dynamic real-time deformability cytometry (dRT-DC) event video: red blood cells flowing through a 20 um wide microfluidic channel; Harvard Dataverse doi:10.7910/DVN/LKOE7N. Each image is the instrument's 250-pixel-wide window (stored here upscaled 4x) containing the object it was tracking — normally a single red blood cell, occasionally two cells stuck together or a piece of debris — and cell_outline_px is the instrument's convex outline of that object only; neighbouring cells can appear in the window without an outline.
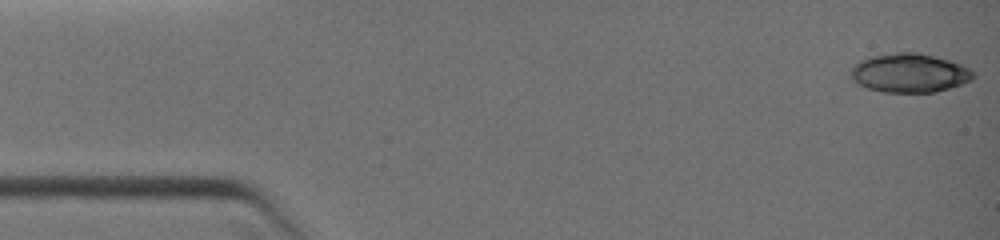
{"species": "common noctule bat (a hibernating species)", "species_latin": "Nyctalus noctula", "temperature_condition": "warm", "stored_images_in_passage": 12, "camera_frame_rate_fps": 3000, "um_per_image_px": 0.085, "animal": {"sex": "female", "body_mass_g": 19.0, "forearm_length_mm": 51.5}, "frame": {"image": 1, "passage_image": 1, "time_ms": 0.0, "image_size_px": [1000, 240], "cell_outline_px": [[976, 76], [972, 80], [948, 88], [932, 92], [884, 92], [868, 88], [852, 80], [848, 76], [848, 72], [860, 60], [868, 56], [896, 52], [916, 52], [952, 60], [976, 72]], "centroid_in_image_um": [77.29, 6.19], "position_along_channel_um": 7.7, "area_um2": 27.98}}
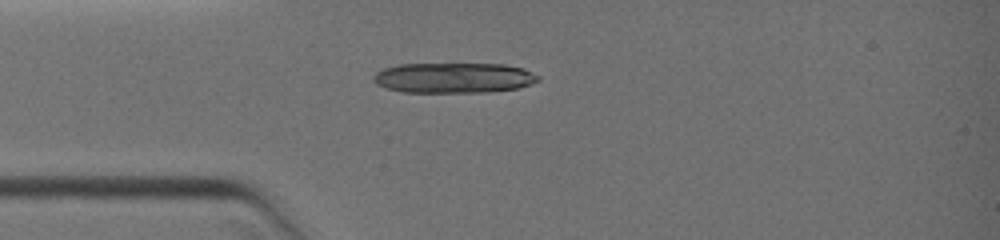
{"frame": {"image": 2, "passage_image": 10, "time_ms": 3.333, "image_size_px": [1000, 240], "cell_outline_px": [[540, 80], [532, 84], [520, 88], [488, 92], [404, 92], [388, 88], [376, 84], [372, 80], [372, 76], [376, 72], [384, 68], [400, 64], [504, 64], [524, 68], [540, 76]], "centroid_in_image_um": [38.6, 6.61], "position_along_channel_um": 46.4, "area_um2": 29.3}}